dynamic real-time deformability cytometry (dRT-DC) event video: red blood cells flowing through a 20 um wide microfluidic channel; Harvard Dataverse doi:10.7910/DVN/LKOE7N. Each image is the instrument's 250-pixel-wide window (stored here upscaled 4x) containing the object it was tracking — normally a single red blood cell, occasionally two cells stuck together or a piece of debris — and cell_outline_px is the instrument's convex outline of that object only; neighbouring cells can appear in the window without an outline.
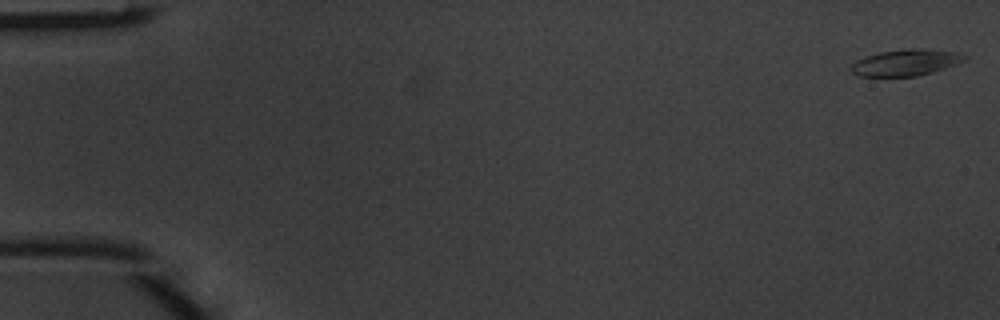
{"species": "common noctule bat (a hibernating species)", "species_latin": "Nyctalus noctula", "temperature_condition": "warm", "stored_images_in_passage": 5, "camera_frame_rate_fps": 3000, "um_per_image_px": 0.085, "animal": {"sex": "male", "body_mass_g": 20.1, "forearm_length_mm": 53.5}, "frame": {"image": 1, "passage_image": 1, "time_ms": 0.0, "image_size_px": [1000, 320], "cell_outline_px": [[968, 60], [932, 72], [916, 76], [860, 76], [852, 72], [848, 68], [856, 60], [864, 56], [880, 52], [908, 48], [916, 48], [956, 52], [968, 56]], "centroid_in_image_um": [76.98, 5.31], "position_along_channel_um": 8.0, "area_um2": 17.46}}
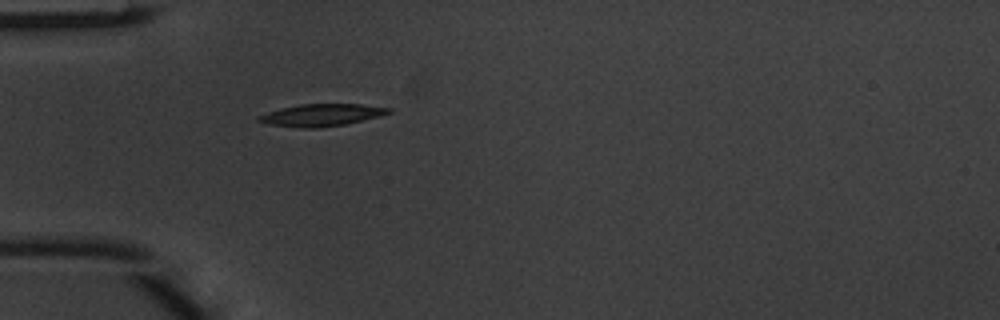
{"frame": {"image": 2, "passage_image": 5, "time_ms": 1.333, "image_size_px": [1000, 320], "cell_outline_px": [[392, 112], [380, 116], [344, 124], [316, 128], [300, 128], [268, 124], [256, 120], [256, 116], [280, 108], [300, 104], [360, 104], [392, 108]], "centroid_in_image_um": [27.3, 9.77], "position_along_channel_um": 57.7, "area_um2": 16.76}}